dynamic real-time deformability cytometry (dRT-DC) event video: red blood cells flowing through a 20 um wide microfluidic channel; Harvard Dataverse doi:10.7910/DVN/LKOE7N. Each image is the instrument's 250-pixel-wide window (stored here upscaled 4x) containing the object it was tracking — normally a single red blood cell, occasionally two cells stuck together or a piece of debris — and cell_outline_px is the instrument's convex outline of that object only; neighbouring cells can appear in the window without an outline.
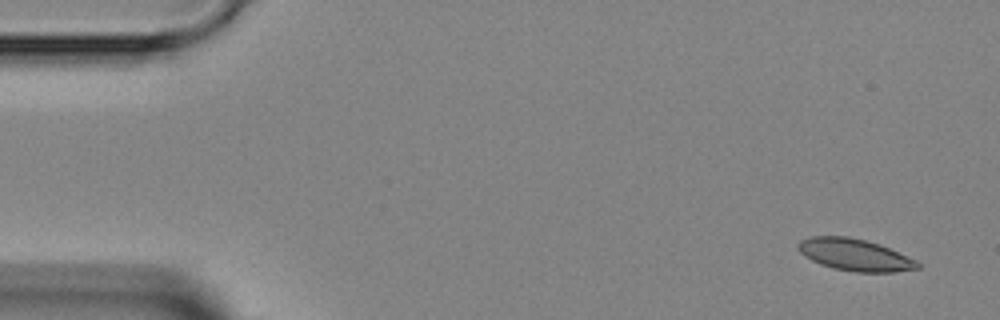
{"species": "Egyptian fruit bat (a non-hibernating species)", "species_latin": "Rousettus aegyptiacus", "temperature_condition": "room temperature", "stored_images_in_passage": 5, "camera_frame_rate_fps": 3000, "um_per_image_px": 0.085, "animal": {"sex": "female"}, "frame": {"image": 1, "passage_image": 1, "time_ms": 0.0, "image_size_px": [1000, 320], "cell_outline_px": [[920, 268], [896, 272], [856, 272], [832, 268], [820, 264], [804, 256], [796, 248], [796, 244], [800, 240], [808, 236], [848, 236], [880, 244], [916, 260], [920, 264]], "centroid_in_image_um": [72.62, 21.65], "position_along_channel_um": 12.4, "area_um2": 22.37}}
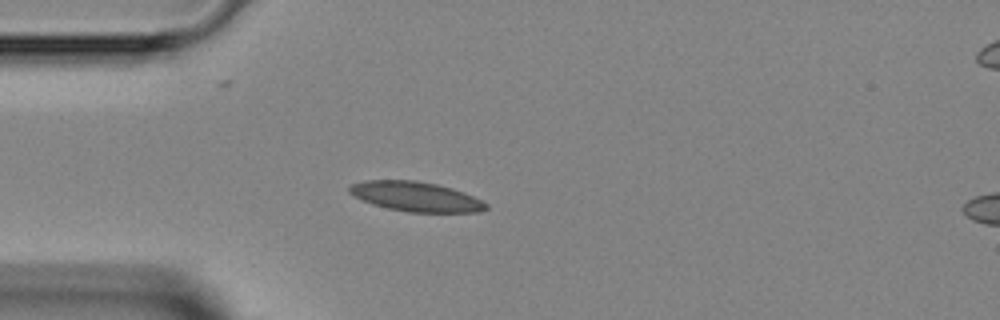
{"frame": {"image": 2, "passage_image": 4, "time_ms": 3.333, "image_size_px": [1000, 320], "cell_outline_px": [[488, 208], [480, 212], [408, 212], [388, 208], [372, 204], [348, 192], [348, 188], [352, 184], [364, 180], [416, 180], [436, 184], [452, 188], [464, 192], [488, 204]], "centroid_in_image_um": [35.35, 16.71], "position_along_channel_um": 49.6, "area_um2": 23.52}}